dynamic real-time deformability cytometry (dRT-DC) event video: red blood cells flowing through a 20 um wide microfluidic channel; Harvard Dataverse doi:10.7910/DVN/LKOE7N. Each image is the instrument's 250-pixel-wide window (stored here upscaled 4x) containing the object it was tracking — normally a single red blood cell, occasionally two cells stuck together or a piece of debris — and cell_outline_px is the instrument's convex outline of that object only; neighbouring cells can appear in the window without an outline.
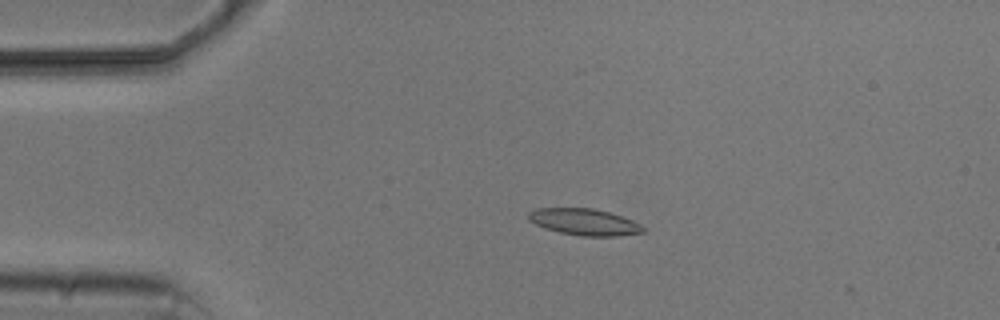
{"species": "common noctule bat (a hibernating species)", "species_latin": "Nyctalus noctula", "temperature_condition": "cold", "stored_images_in_passage": 5, "camera_frame_rate_fps": 3000, "um_per_image_px": 0.085, "animal": {"sex": "male", "body_mass_g": 20.5, "forearm_length_mm": 52.5}, "frame": {"image": 1, "passage_image": 4, "time_ms": 3.667, "image_size_px": [1000, 320], "cell_outline_px": [[644, 232], [616, 236], [580, 236], [560, 232], [544, 228], [528, 220], [528, 212], [536, 208], [592, 208], [608, 212], [632, 220], [640, 224], [644, 228]], "centroid_in_image_um": [49.63, 18.86], "position_along_channel_um": 35.4, "area_um2": 17.63}}